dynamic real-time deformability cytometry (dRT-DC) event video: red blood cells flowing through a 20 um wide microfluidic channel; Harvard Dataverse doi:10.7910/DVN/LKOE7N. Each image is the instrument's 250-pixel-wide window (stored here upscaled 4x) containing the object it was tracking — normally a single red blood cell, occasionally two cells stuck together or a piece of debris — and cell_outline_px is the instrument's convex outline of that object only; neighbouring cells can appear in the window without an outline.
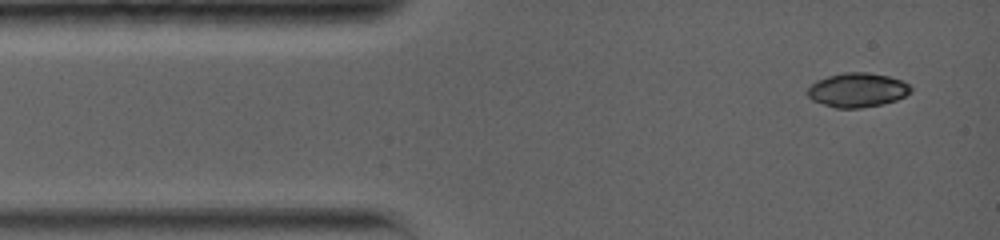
{"species": "common noctule bat (a hibernating species)", "species_latin": "Nyctalus noctula", "temperature_condition": "warm", "stored_images_in_passage": 24, "camera_frame_rate_fps": 5000, "um_per_image_px": 0.085, "animal": {"sex": "female", "body_mass_g": 19.0, "forearm_length_mm": 56.7}, "frame": {"image": 1, "passage_image": 1, "time_ms": 0.0, "image_size_px": [1000, 240], "cell_outline_px": [[912, 92], [896, 100], [880, 104], [860, 108], [836, 108], [812, 100], [808, 96], [808, 88], [816, 80], [828, 76], [844, 72], [868, 72], [888, 76], [900, 80], [908, 84], [912, 88]], "centroid_in_image_um": [72.88, 7.64], "position_along_channel_um": 12.1, "area_um2": 20.46}}
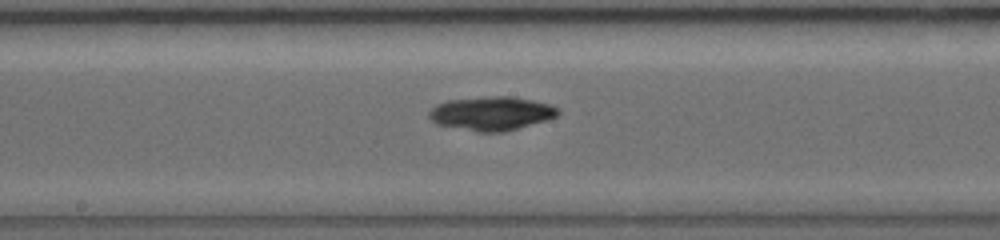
{"frame": {"image": 2, "passage_image": 12, "time_ms": 6.6, "image_size_px": [1000, 240], "cell_outline_px": [[560, 112], [556, 116], [548, 120], [504, 132], [476, 132], [436, 124], [428, 116], [428, 112], [436, 104], [448, 100], [496, 96], [512, 96], [532, 100], [548, 104], [560, 108]], "centroid_in_image_um": [41.78, 9.65], "position_along_channel_um": 206.4, "area_um2": 25.49}}
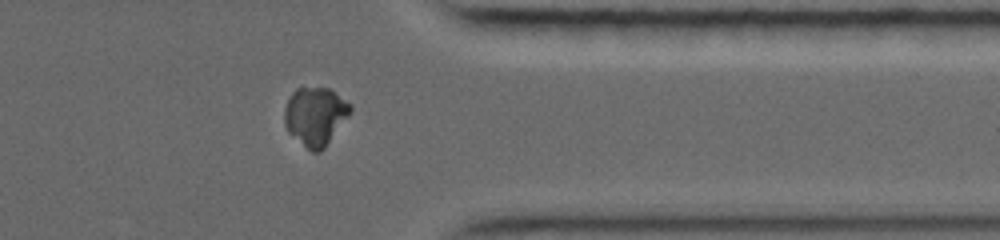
{"frame": {"image": 3, "passage_image": 20, "time_ms": 11.4, "image_size_px": [1000, 240], "cell_outline_px": [[352, 112], [324, 148], [320, 152], [312, 152], [288, 132], [284, 124], [284, 108], [292, 92], [296, 88], [328, 88], [352, 104]], "centroid_in_image_um": [26.81, 9.87], "position_along_channel_um": 384.6, "area_um2": 22.37}}